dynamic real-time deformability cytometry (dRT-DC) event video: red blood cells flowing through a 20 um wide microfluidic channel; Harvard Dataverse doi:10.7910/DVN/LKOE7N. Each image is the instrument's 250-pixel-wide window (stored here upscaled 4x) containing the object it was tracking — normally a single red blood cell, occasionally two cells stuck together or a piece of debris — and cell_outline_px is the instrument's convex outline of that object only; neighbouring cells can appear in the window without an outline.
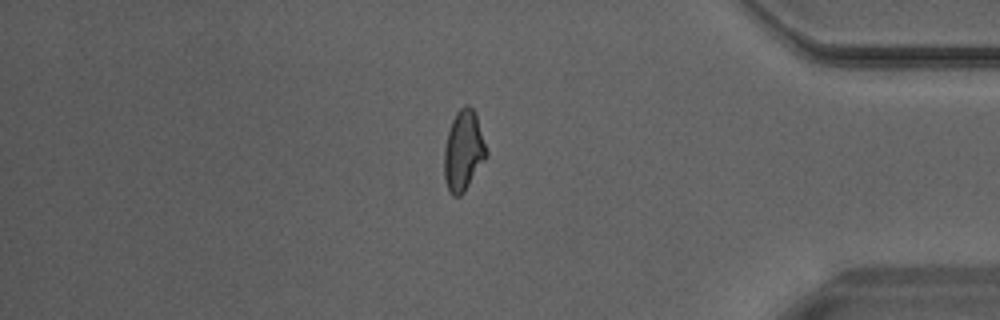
{"species": "Egyptian fruit bat (a non-hibernating species)", "species_latin": "Rousettus aegyptiacus", "temperature_condition": "warm", "stored_images_in_passage": 33, "camera_frame_rate_fps": 3000, "um_per_image_px": 0.085, "animal": {"sex": "male"}, "frame": {"image": 1, "passage_image": 28, "time_ms": 9.0, "image_size_px": [1000, 320], "cell_outline_px": [[488, 156], [464, 192], [460, 196], [452, 196], [448, 188], [444, 176], [444, 148], [448, 132], [452, 120], [456, 112], [464, 104], [468, 104], [472, 108], [476, 116], [488, 152]], "centroid_in_image_um": [39.39, 12.82], "position_along_channel_um": 395.8, "area_um2": 19.71}}